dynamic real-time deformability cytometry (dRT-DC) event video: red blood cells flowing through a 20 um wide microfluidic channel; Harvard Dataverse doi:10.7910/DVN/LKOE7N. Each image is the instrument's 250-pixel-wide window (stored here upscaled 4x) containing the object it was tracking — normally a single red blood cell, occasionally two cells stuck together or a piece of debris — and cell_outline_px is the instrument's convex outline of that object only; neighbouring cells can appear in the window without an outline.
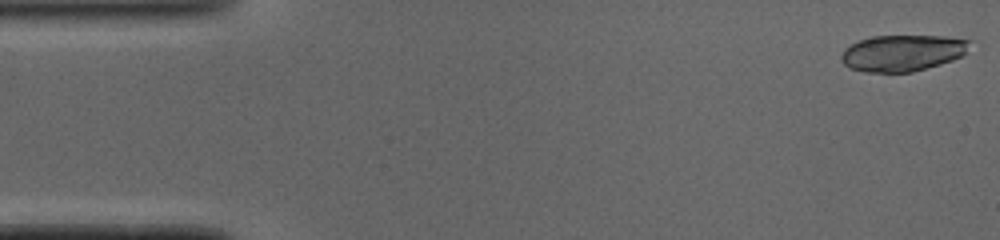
{"species": "common noctule bat (a hibernating species)", "species_latin": "Nyctalus noctula", "temperature_condition": "cold", "stored_images_in_passage": 48, "camera_frame_rate_fps": 3000, "um_per_image_px": 0.085, "animal": {"sex": "male", "body_mass_g": 19.0, "forearm_length_mm": 50.8}, "frame": {"image": 1, "passage_image": 1, "time_ms": 0.0, "image_size_px": [1000, 240], "cell_outline_px": [[972, 40], [964, 56], [940, 64], [912, 72], [864, 72], [848, 68], [840, 60], [840, 56], [844, 48], [860, 40], [872, 36], [944, 36]], "centroid_in_image_um": [76.7, 4.5], "position_along_channel_um": 8.3, "area_um2": 27.4}}